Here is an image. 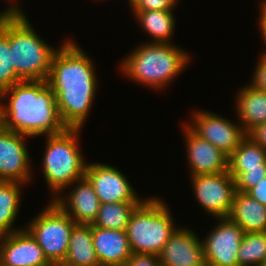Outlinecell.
<instances>
[{
	"instance_id": "24",
	"label": "cell",
	"mask_w": 266,
	"mask_h": 266,
	"mask_svg": "<svg viewBox=\"0 0 266 266\" xmlns=\"http://www.w3.org/2000/svg\"><path fill=\"white\" fill-rule=\"evenodd\" d=\"M266 165V150L246 136L228 156V172H246Z\"/></svg>"
},
{
	"instance_id": "14",
	"label": "cell",
	"mask_w": 266,
	"mask_h": 266,
	"mask_svg": "<svg viewBox=\"0 0 266 266\" xmlns=\"http://www.w3.org/2000/svg\"><path fill=\"white\" fill-rule=\"evenodd\" d=\"M158 258L162 266H206L203 241L188 228L176 229Z\"/></svg>"
},
{
	"instance_id": "28",
	"label": "cell",
	"mask_w": 266,
	"mask_h": 266,
	"mask_svg": "<svg viewBox=\"0 0 266 266\" xmlns=\"http://www.w3.org/2000/svg\"><path fill=\"white\" fill-rule=\"evenodd\" d=\"M178 0H133L130 6L133 11L173 10Z\"/></svg>"
},
{
	"instance_id": "33",
	"label": "cell",
	"mask_w": 266,
	"mask_h": 266,
	"mask_svg": "<svg viewBox=\"0 0 266 266\" xmlns=\"http://www.w3.org/2000/svg\"><path fill=\"white\" fill-rule=\"evenodd\" d=\"M260 14H259V27H260V31L262 34V38L265 42L266 45V0H263L260 4ZM264 54H266V51L263 52Z\"/></svg>"
},
{
	"instance_id": "11",
	"label": "cell",
	"mask_w": 266,
	"mask_h": 266,
	"mask_svg": "<svg viewBox=\"0 0 266 266\" xmlns=\"http://www.w3.org/2000/svg\"><path fill=\"white\" fill-rule=\"evenodd\" d=\"M85 177L101 203L142 202L126 176L110 164L88 163Z\"/></svg>"
},
{
	"instance_id": "34",
	"label": "cell",
	"mask_w": 266,
	"mask_h": 266,
	"mask_svg": "<svg viewBox=\"0 0 266 266\" xmlns=\"http://www.w3.org/2000/svg\"><path fill=\"white\" fill-rule=\"evenodd\" d=\"M2 236H3V234L0 232V241H1Z\"/></svg>"
},
{
	"instance_id": "32",
	"label": "cell",
	"mask_w": 266,
	"mask_h": 266,
	"mask_svg": "<svg viewBox=\"0 0 266 266\" xmlns=\"http://www.w3.org/2000/svg\"><path fill=\"white\" fill-rule=\"evenodd\" d=\"M246 193L266 206V178L256 186L250 188Z\"/></svg>"
},
{
	"instance_id": "20",
	"label": "cell",
	"mask_w": 266,
	"mask_h": 266,
	"mask_svg": "<svg viewBox=\"0 0 266 266\" xmlns=\"http://www.w3.org/2000/svg\"><path fill=\"white\" fill-rule=\"evenodd\" d=\"M62 266H100L93 246L91 224H75Z\"/></svg>"
},
{
	"instance_id": "22",
	"label": "cell",
	"mask_w": 266,
	"mask_h": 266,
	"mask_svg": "<svg viewBox=\"0 0 266 266\" xmlns=\"http://www.w3.org/2000/svg\"><path fill=\"white\" fill-rule=\"evenodd\" d=\"M21 185L23 183L0 181V232L3 235L23 229H15L13 226L21 202Z\"/></svg>"
},
{
	"instance_id": "4",
	"label": "cell",
	"mask_w": 266,
	"mask_h": 266,
	"mask_svg": "<svg viewBox=\"0 0 266 266\" xmlns=\"http://www.w3.org/2000/svg\"><path fill=\"white\" fill-rule=\"evenodd\" d=\"M58 49L35 32L18 5H10V51L16 75L22 80L47 81Z\"/></svg>"
},
{
	"instance_id": "23",
	"label": "cell",
	"mask_w": 266,
	"mask_h": 266,
	"mask_svg": "<svg viewBox=\"0 0 266 266\" xmlns=\"http://www.w3.org/2000/svg\"><path fill=\"white\" fill-rule=\"evenodd\" d=\"M22 81L14 70L10 51V7L0 12V93Z\"/></svg>"
},
{
	"instance_id": "13",
	"label": "cell",
	"mask_w": 266,
	"mask_h": 266,
	"mask_svg": "<svg viewBox=\"0 0 266 266\" xmlns=\"http://www.w3.org/2000/svg\"><path fill=\"white\" fill-rule=\"evenodd\" d=\"M0 261L3 266H52L26 228L2 236Z\"/></svg>"
},
{
	"instance_id": "15",
	"label": "cell",
	"mask_w": 266,
	"mask_h": 266,
	"mask_svg": "<svg viewBox=\"0 0 266 266\" xmlns=\"http://www.w3.org/2000/svg\"><path fill=\"white\" fill-rule=\"evenodd\" d=\"M182 126L190 176L228 171V156L225 153L197 135L187 123Z\"/></svg>"
},
{
	"instance_id": "21",
	"label": "cell",
	"mask_w": 266,
	"mask_h": 266,
	"mask_svg": "<svg viewBox=\"0 0 266 266\" xmlns=\"http://www.w3.org/2000/svg\"><path fill=\"white\" fill-rule=\"evenodd\" d=\"M173 10H146L132 11L137 17L138 23L148 33L153 41L158 43H171L172 35L176 26Z\"/></svg>"
},
{
	"instance_id": "12",
	"label": "cell",
	"mask_w": 266,
	"mask_h": 266,
	"mask_svg": "<svg viewBox=\"0 0 266 266\" xmlns=\"http://www.w3.org/2000/svg\"><path fill=\"white\" fill-rule=\"evenodd\" d=\"M28 136L4 129L0 125V181L26 184L31 177Z\"/></svg>"
},
{
	"instance_id": "26",
	"label": "cell",
	"mask_w": 266,
	"mask_h": 266,
	"mask_svg": "<svg viewBox=\"0 0 266 266\" xmlns=\"http://www.w3.org/2000/svg\"><path fill=\"white\" fill-rule=\"evenodd\" d=\"M239 266H260L266 261V232H246L238 250Z\"/></svg>"
},
{
	"instance_id": "1",
	"label": "cell",
	"mask_w": 266,
	"mask_h": 266,
	"mask_svg": "<svg viewBox=\"0 0 266 266\" xmlns=\"http://www.w3.org/2000/svg\"><path fill=\"white\" fill-rule=\"evenodd\" d=\"M94 66L73 40H65L52 58L47 83L67 128L82 129L91 111L98 84Z\"/></svg>"
},
{
	"instance_id": "6",
	"label": "cell",
	"mask_w": 266,
	"mask_h": 266,
	"mask_svg": "<svg viewBox=\"0 0 266 266\" xmlns=\"http://www.w3.org/2000/svg\"><path fill=\"white\" fill-rule=\"evenodd\" d=\"M146 199L130 217L126 227L127 238L132 253L158 256L177 226L163 200L157 197Z\"/></svg>"
},
{
	"instance_id": "3",
	"label": "cell",
	"mask_w": 266,
	"mask_h": 266,
	"mask_svg": "<svg viewBox=\"0 0 266 266\" xmlns=\"http://www.w3.org/2000/svg\"><path fill=\"white\" fill-rule=\"evenodd\" d=\"M189 55L173 43L146 42L126 55L119 68L132 81L162 90L185 70Z\"/></svg>"
},
{
	"instance_id": "2",
	"label": "cell",
	"mask_w": 266,
	"mask_h": 266,
	"mask_svg": "<svg viewBox=\"0 0 266 266\" xmlns=\"http://www.w3.org/2000/svg\"><path fill=\"white\" fill-rule=\"evenodd\" d=\"M0 125L28 137L56 135L67 129L47 81L33 80L20 81L0 93Z\"/></svg>"
},
{
	"instance_id": "5",
	"label": "cell",
	"mask_w": 266,
	"mask_h": 266,
	"mask_svg": "<svg viewBox=\"0 0 266 266\" xmlns=\"http://www.w3.org/2000/svg\"><path fill=\"white\" fill-rule=\"evenodd\" d=\"M80 131V128H67L62 133L46 135L41 168L48 188L54 194L51 200L85 176L87 164L79 149Z\"/></svg>"
},
{
	"instance_id": "8",
	"label": "cell",
	"mask_w": 266,
	"mask_h": 266,
	"mask_svg": "<svg viewBox=\"0 0 266 266\" xmlns=\"http://www.w3.org/2000/svg\"><path fill=\"white\" fill-rule=\"evenodd\" d=\"M200 206L214 218H228L236 187L228 171L190 176Z\"/></svg>"
},
{
	"instance_id": "18",
	"label": "cell",
	"mask_w": 266,
	"mask_h": 266,
	"mask_svg": "<svg viewBox=\"0 0 266 266\" xmlns=\"http://www.w3.org/2000/svg\"><path fill=\"white\" fill-rule=\"evenodd\" d=\"M246 232H266V206L246 192L236 191L228 217Z\"/></svg>"
},
{
	"instance_id": "17",
	"label": "cell",
	"mask_w": 266,
	"mask_h": 266,
	"mask_svg": "<svg viewBox=\"0 0 266 266\" xmlns=\"http://www.w3.org/2000/svg\"><path fill=\"white\" fill-rule=\"evenodd\" d=\"M91 230L100 266H124L132 255L126 230L100 228L92 224Z\"/></svg>"
},
{
	"instance_id": "10",
	"label": "cell",
	"mask_w": 266,
	"mask_h": 266,
	"mask_svg": "<svg viewBox=\"0 0 266 266\" xmlns=\"http://www.w3.org/2000/svg\"><path fill=\"white\" fill-rule=\"evenodd\" d=\"M216 219L219 224L203 239L205 264L239 266L237 254L245 232L229 218Z\"/></svg>"
},
{
	"instance_id": "7",
	"label": "cell",
	"mask_w": 266,
	"mask_h": 266,
	"mask_svg": "<svg viewBox=\"0 0 266 266\" xmlns=\"http://www.w3.org/2000/svg\"><path fill=\"white\" fill-rule=\"evenodd\" d=\"M76 223L54 201L46 205L26 229L35 238L52 265H61L68 250L69 240Z\"/></svg>"
},
{
	"instance_id": "31",
	"label": "cell",
	"mask_w": 266,
	"mask_h": 266,
	"mask_svg": "<svg viewBox=\"0 0 266 266\" xmlns=\"http://www.w3.org/2000/svg\"><path fill=\"white\" fill-rule=\"evenodd\" d=\"M247 136L266 150V122L255 126L247 133Z\"/></svg>"
},
{
	"instance_id": "25",
	"label": "cell",
	"mask_w": 266,
	"mask_h": 266,
	"mask_svg": "<svg viewBox=\"0 0 266 266\" xmlns=\"http://www.w3.org/2000/svg\"><path fill=\"white\" fill-rule=\"evenodd\" d=\"M141 202H115L101 203L96 220L92 225L114 229L126 230L133 211Z\"/></svg>"
},
{
	"instance_id": "27",
	"label": "cell",
	"mask_w": 266,
	"mask_h": 266,
	"mask_svg": "<svg viewBox=\"0 0 266 266\" xmlns=\"http://www.w3.org/2000/svg\"><path fill=\"white\" fill-rule=\"evenodd\" d=\"M234 179L236 191L247 192L266 178V165L262 169H248L246 172H229Z\"/></svg>"
},
{
	"instance_id": "30",
	"label": "cell",
	"mask_w": 266,
	"mask_h": 266,
	"mask_svg": "<svg viewBox=\"0 0 266 266\" xmlns=\"http://www.w3.org/2000/svg\"><path fill=\"white\" fill-rule=\"evenodd\" d=\"M124 266H162L159 258L152 254L132 253Z\"/></svg>"
},
{
	"instance_id": "29",
	"label": "cell",
	"mask_w": 266,
	"mask_h": 266,
	"mask_svg": "<svg viewBox=\"0 0 266 266\" xmlns=\"http://www.w3.org/2000/svg\"><path fill=\"white\" fill-rule=\"evenodd\" d=\"M261 54L255 67L254 74L252 75L251 83H248V85L266 92V54Z\"/></svg>"
},
{
	"instance_id": "9",
	"label": "cell",
	"mask_w": 266,
	"mask_h": 266,
	"mask_svg": "<svg viewBox=\"0 0 266 266\" xmlns=\"http://www.w3.org/2000/svg\"><path fill=\"white\" fill-rule=\"evenodd\" d=\"M192 122L187 124L197 135L229 156L247 136L241 124L214 114L209 110L192 113ZM194 120V121H193Z\"/></svg>"
},
{
	"instance_id": "16",
	"label": "cell",
	"mask_w": 266,
	"mask_h": 266,
	"mask_svg": "<svg viewBox=\"0 0 266 266\" xmlns=\"http://www.w3.org/2000/svg\"><path fill=\"white\" fill-rule=\"evenodd\" d=\"M72 191L60 194L54 201L73 219L76 224H93L97 218L100 200L91 183L84 176L76 180Z\"/></svg>"
},
{
	"instance_id": "19",
	"label": "cell",
	"mask_w": 266,
	"mask_h": 266,
	"mask_svg": "<svg viewBox=\"0 0 266 266\" xmlns=\"http://www.w3.org/2000/svg\"><path fill=\"white\" fill-rule=\"evenodd\" d=\"M236 96L235 110L246 133L266 122V92L247 85Z\"/></svg>"
}]
</instances>
